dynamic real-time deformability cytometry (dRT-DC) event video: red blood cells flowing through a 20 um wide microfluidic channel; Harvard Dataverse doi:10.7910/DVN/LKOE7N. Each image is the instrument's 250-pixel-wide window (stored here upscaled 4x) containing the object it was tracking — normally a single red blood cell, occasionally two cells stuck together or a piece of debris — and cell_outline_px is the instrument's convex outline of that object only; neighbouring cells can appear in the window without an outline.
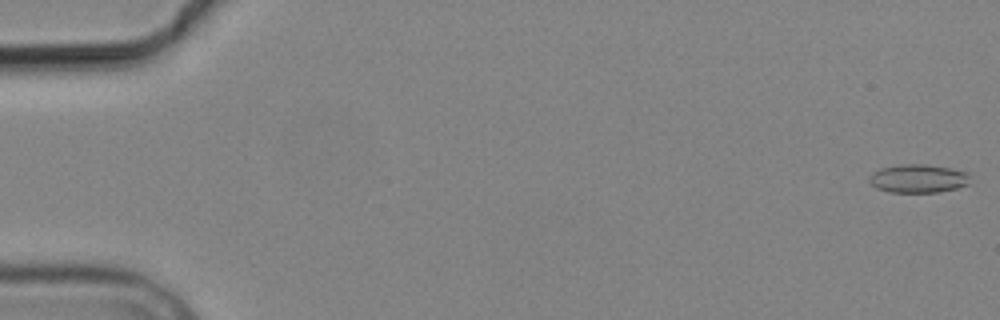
{"species": "common noctule bat (a hibernating species)", "species_latin": "Nyctalus noctula", "temperature_condition": "cold", "stored_images_in_passage": 5, "camera_frame_rate_fps": 3000, "um_per_image_px": 0.085, "animal": {"sex": "male", "body_mass_g": 19.2, "forearm_length_mm": 51.8}, "frame": {"image": 1, "passage_image": 1, "time_ms": 0.0, "image_size_px": [1000, 320], "cell_outline_px": [[968, 184], [956, 188], [940, 192], [888, 192], [876, 188], [868, 180], [868, 176], [872, 172], [880, 168], [900, 164], [928, 164], [968, 172]], "centroid_in_image_um": [77.99, 15.17], "position_along_channel_um": 7.0, "area_um2": 16.76}}
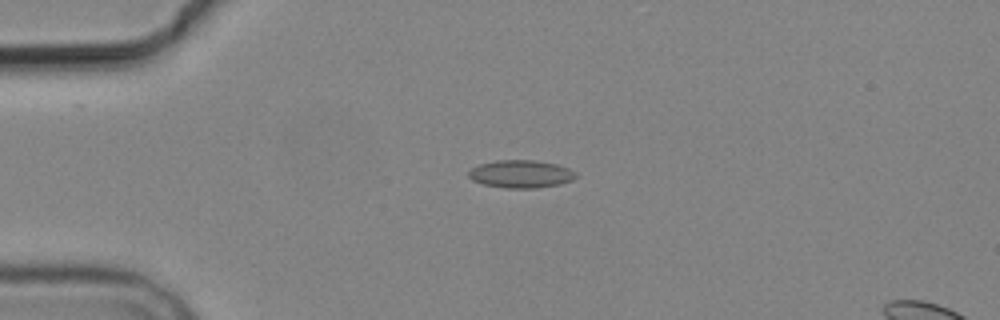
{"frame": {"image": 2, "passage_image": 4, "time_ms": 4.333, "image_size_px": [1000, 320], "cell_outline_px": [[576, 176], [572, 180], [560, 184], [536, 188], [504, 188], [484, 184], [472, 180], [468, 176], [468, 172], [472, 168], [480, 164], [496, 160], [536, 160], [556, 164], [568, 168], [576, 172]], "centroid_in_image_um": [44.27, 14.79], "position_along_channel_um": 40.7, "area_um2": 17.34}}